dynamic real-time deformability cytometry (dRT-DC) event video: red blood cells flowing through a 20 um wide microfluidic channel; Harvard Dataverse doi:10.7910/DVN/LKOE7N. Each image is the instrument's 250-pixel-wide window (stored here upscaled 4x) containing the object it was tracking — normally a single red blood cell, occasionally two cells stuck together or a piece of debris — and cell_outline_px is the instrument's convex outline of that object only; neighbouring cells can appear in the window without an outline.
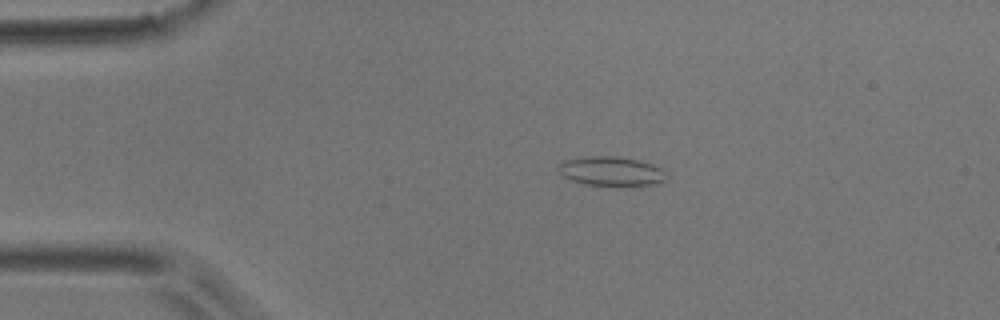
{"species": "common noctule bat (a hibernating species)", "species_latin": "Nyctalus noctula", "temperature_condition": "room temperature", "stored_images_in_passage": 44, "camera_frame_rate_fps": 3000, "um_per_image_px": 0.085, "animal": {"sex": "male", "body_mass_g": 17.9}, "frame": {"image": 1, "passage_image": 1, "time_ms": 0.0, "image_size_px": [1000, 320], "cell_outline_px": [[668, 180], [656, 184], [584, 184], [572, 180], [564, 176], [560, 172], [560, 164], [568, 160], [592, 156], [616, 156], [636, 160], [652, 164], [660, 168], [668, 176]], "centroid_in_image_um": [52.01, 14.54], "position_along_channel_um": 33.0, "area_um2": 17.69}}
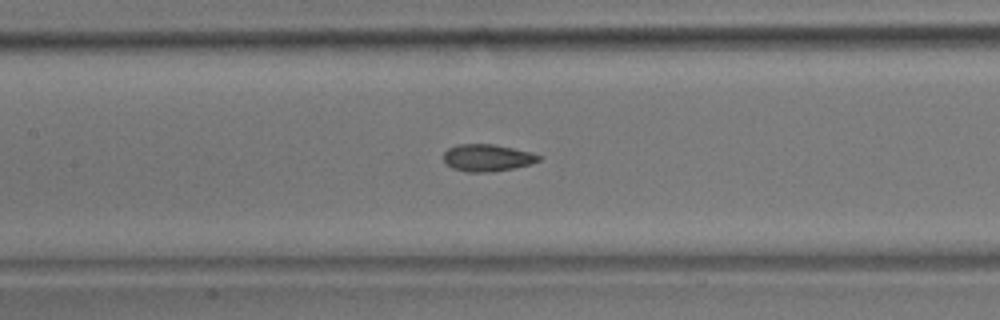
{"frame": {"image": 2, "passage_image": 15, "time_ms": 4.667, "image_size_px": [1000, 320], "cell_outline_px": [[540, 160], [532, 164], [516, 168], [492, 172], [468, 172], [452, 168], [444, 160], [444, 152], [448, 148], [456, 144], [492, 144], [512, 148], [528, 152], [540, 156]], "centroid_in_image_um": [41.4, 13.42], "position_along_channel_um": 166.0, "area_um2": 14.97}}
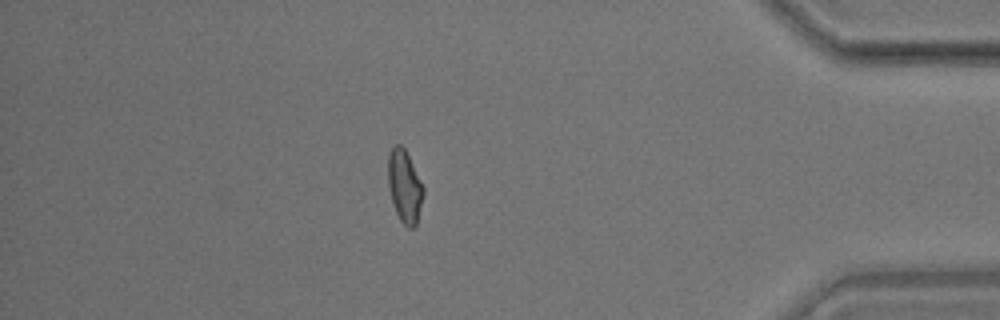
{"frame": {"image": 3, "passage_image": 37, "time_ms": 12.0, "image_size_px": [1000, 320], "cell_outline_px": [[424, 192], [416, 224], [412, 228], [408, 228], [400, 220], [396, 212], [388, 188], [388, 156], [392, 148], [396, 144], [400, 144], [404, 148], [424, 188]], "centroid_in_image_um": [34.37, 15.84], "position_along_channel_um": 400.8, "area_um2": 14.62}, "authors_computed_cell_mechanics": {"area_um2": 14.9702, "velocity_mm_per_s": 3.7341, "shape_relaxation_time_tau1_ms": 6.7883, "shape_relaxation_time_tau2_ms": 1.9064, "deformation_change_tau1": 0.1457, "deformation_change_tau2": 0.0799}}